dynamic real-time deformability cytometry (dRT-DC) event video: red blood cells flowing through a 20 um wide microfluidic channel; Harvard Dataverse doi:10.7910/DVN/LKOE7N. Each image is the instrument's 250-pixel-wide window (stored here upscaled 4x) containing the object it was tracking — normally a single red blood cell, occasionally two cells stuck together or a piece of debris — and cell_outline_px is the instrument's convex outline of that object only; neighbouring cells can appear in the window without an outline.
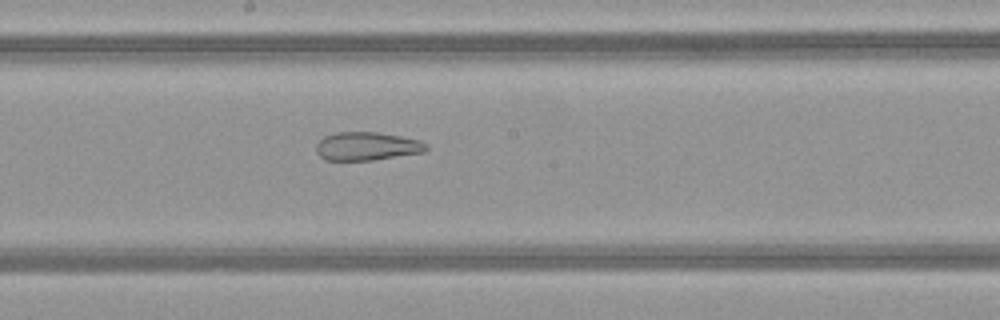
{"species": "common noctule bat (a hibernating species)", "species_latin": "Nyctalus noctula", "temperature_condition": "warm", "stored_images_in_passage": 44, "camera_frame_rate_fps": 3000, "um_per_image_px": 0.085, "animal": {"sex": "female", "body_mass_g": 21.9}, "frame": {"image": 1, "passage_image": 22, "time_ms": 7.0, "image_size_px": [1000, 320], "cell_outline_px": [[428, 148], [424, 152], [372, 160], [324, 160], [316, 152], [316, 144], [324, 136], [336, 132], [376, 132], [400, 136], [420, 140], [428, 144]], "centroid_in_image_um": [31.18, 12.43], "position_along_channel_um": 217.0, "area_um2": 18.21}}
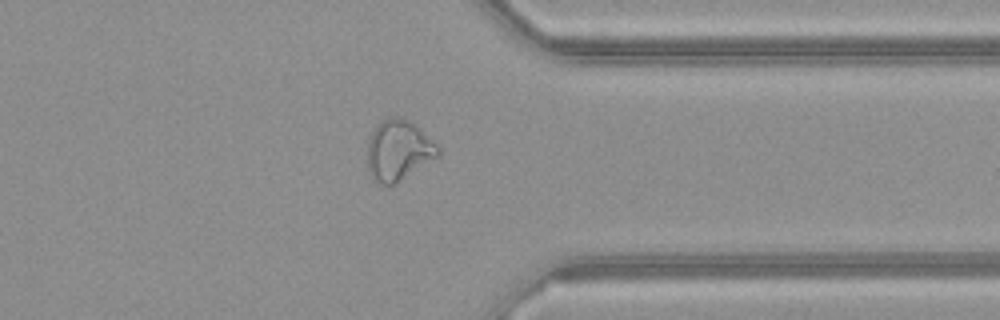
{"frame": {"image": 2, "passage_image": 34, "time_ms": 11.0, "image_size_px": [1000, 320], "cell_outline_px": [[440, 156], [392, 184], [380, 184], [372, 176], [368, 168], [368, 140], [372, 132], [380, 120], [388, 116], [400, 116], [416, 124], [440, 148]], "centroid_in_image_um": [33.88, 12.72], "position_along_channel_um": 377.5, "area_um2": 24.74}}
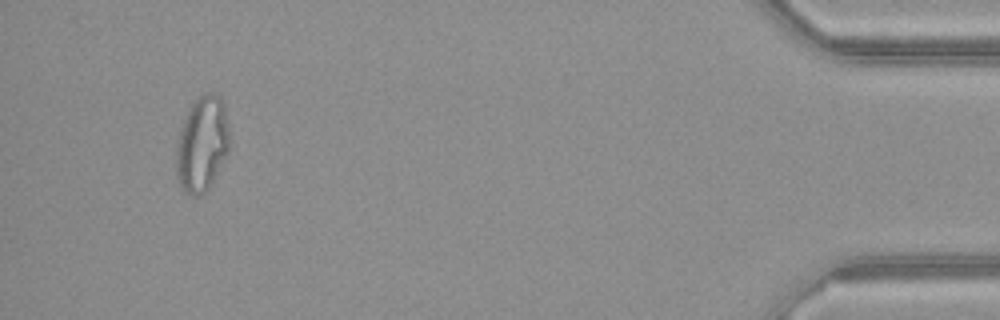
{"frame": {"image": 3, "passage_image": 42, "time_ms": 13.667, "image_size_px": [1000, 320], "cell_outline_px": [[232, 140], [228, 152], [208, 188], [200, 196], [192, 196], [184, 192], [180, 188], [176, 180], [176, 148], [180, 128], [192, 104], [200, 96], [208, 92], [216, 92], [224, 100]], "centroid_in_image_um": [17.2, 12.23], "position_along_channel_um": 418.0, "area_um2": 30.17}, "authors_computed_cell_mechanics": {"area_um2": 24.7384, "velocity_mm_per_s": 4.1498, "shape_relaxation_time_tau1_ms": null, "shape_relaxation_time_tau2_ms": 2.493, "deformation_change_tau1": null, "deformation_change_tau2": 0.122}}